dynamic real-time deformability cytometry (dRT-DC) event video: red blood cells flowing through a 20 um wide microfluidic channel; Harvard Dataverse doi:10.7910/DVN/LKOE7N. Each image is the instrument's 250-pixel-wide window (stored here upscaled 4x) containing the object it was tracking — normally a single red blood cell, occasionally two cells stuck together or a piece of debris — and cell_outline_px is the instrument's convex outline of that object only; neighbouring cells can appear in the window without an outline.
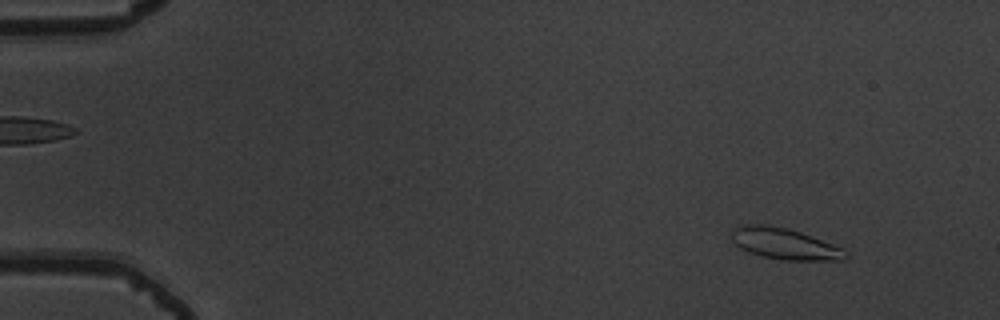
{"species": "common noctule bat (a hibernating species)", "species_latin": "Nyctalus noctula", "temperature_condition": "warm", "stored_images_in_passage": 56, "segment_of_instrument_passage": [1, 2], "camera_frame_rate_fps": 3000, "um_per_image_px": 0.085, "animal": {"sex": "male", "body_mass_g": 19.5, "forearm_length_mm": 54.6}, "frame": {"image": 1, "passage_image": 6, "time_ms": 1.667, "image_size_px": [1000, 320], "cell_outline_px": [[848, 256], [844, 260], [784, 260], [764, 256], [740, 248], [732, 240], [732, 228], [744, 224], [764, 224], [788, 228], [800, 232], [844, 248], [848, 252]], "centroid_in_image_um": [66.72, 20.71], "position_along_channel_um": 18.3, "area_um2": 20.63}}
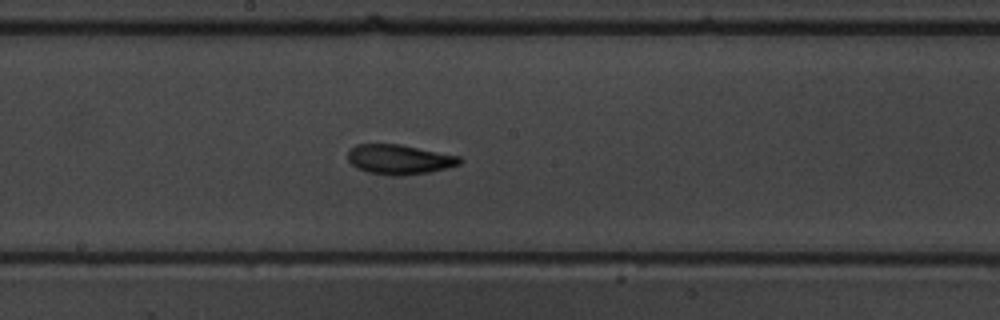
{"frame": {"image": 2, "passage_image": 31, "time_ms": 10.0, "image_size_px": [1000, 320], "cell_outline_px": [[464, 160], [460, 164], [428, 172], [404, 176], [392, 176], [368, 172], [356, 168], [348, 160], [348, 152], [356, 144], [400, 144], [460, 156]], "centroid_in_image_um": [33.94, 13.55], "position_along_channel_um": 214.3, "area_um2": 19.42}}
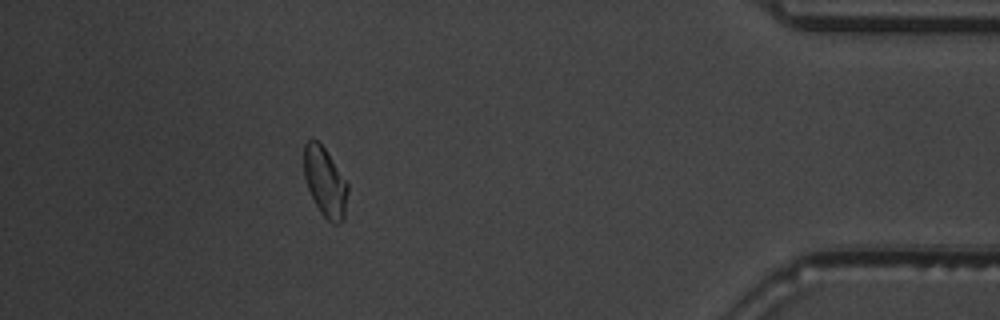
{"frame": {"image": 3, "passage_image": 50, "time_ms": 16.333, "image_size_px": [1000, 320], "cell_outline_px": [[348, 192], [344, 220], [336, 224], [332, 224], [320, 212], [308, 188], [304, 176], [304, 144], [312, 136], [324, 148], [348, 184]], "centroid_in_image_um": [27.63, 15.48], "position_along_channel_um": 407.6, "area_um2": 17.57}}